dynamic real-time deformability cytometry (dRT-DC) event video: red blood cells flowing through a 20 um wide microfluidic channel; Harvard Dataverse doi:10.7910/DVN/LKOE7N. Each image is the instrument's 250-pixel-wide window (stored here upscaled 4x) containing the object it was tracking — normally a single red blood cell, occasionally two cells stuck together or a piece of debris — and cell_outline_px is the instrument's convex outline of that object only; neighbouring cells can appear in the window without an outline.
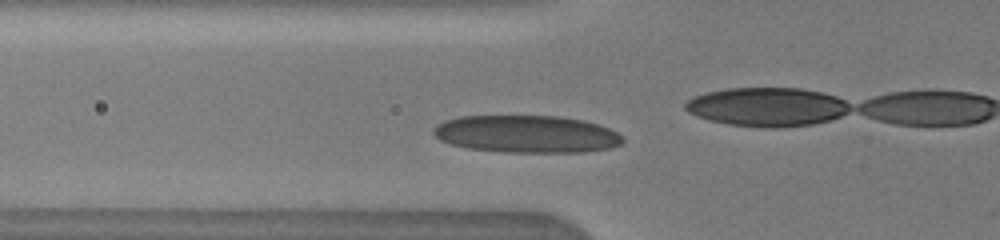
{"species": "human", "species_latin": "Homo sapiens", "temperature_condition": "warm", "stored_images_in_passage": 28, "camera_frame_rate_fps": 3000, "um_per_image_px": 0.085, "donor": {"sex": "male"}, "frame": {"image": 1, "passage_image": 5, "time_ms": 2.0, "image_size_px": [1000, 240], "cell_outline_px": [[624, 140], [620, 144], [612, 148], [584, 152], [504, 152], [468, 148], [452, 144], [440, 140], [432, 132], [432, 128], [436, 124], [444, 120], [460, 116], [560, 116], [584, 120], [608, 128], [616, 132]], "centroid_in_image_um": [44.73, 11.39], "position_along_channel_um": 81.1, "area_um2": 41.33}}